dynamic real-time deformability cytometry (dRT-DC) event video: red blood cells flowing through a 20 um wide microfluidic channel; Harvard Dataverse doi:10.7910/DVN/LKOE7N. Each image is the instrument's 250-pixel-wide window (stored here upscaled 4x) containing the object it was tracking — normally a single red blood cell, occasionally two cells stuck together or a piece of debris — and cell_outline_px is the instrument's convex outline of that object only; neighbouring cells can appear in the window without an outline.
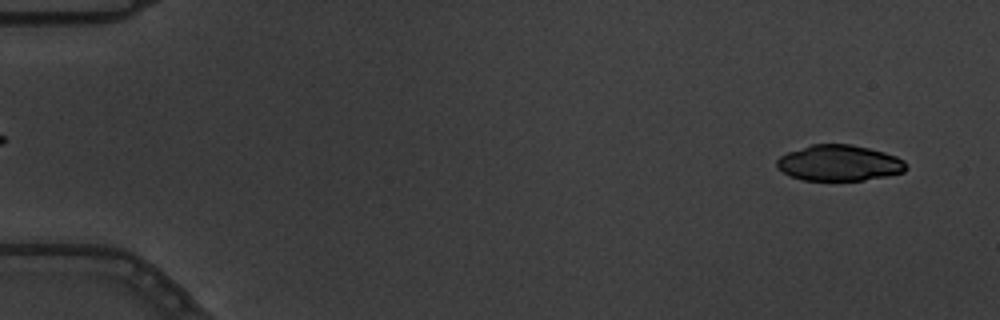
{"species": "common noctule bat (a hibernating species)", "species_latin": "Nyctalus noctula", "temperature_condition": "warm", "stored_images_in_passage": 6, "segment_of_instrument_passage": [2, 2], "camera_frame_rate_fps": 3000, "um_per_image_px": 0.085, "animal": {"sex": "male", "body_mass_g": 19.5, "forearm_length_mm": 54.6}, "frame": {"image": 1, "passage_image": 6, "time_ms": 1.667, "image_size_px": [1000, 320], "cell_outline_px": [[908, 168], [904, 172], [888, 176], [864, 180], [800, 180], [788, 176], [776, 168], [776, 160], [780, 156], [788, 152], [812, 144], [852, 144], [884, 152], [896, 156], [904, 160], [908, 164]], "centroid_in_image_um": [71.33, 13.86], "position_along_channel_um": 13.7, "area_um2": 27.34}}